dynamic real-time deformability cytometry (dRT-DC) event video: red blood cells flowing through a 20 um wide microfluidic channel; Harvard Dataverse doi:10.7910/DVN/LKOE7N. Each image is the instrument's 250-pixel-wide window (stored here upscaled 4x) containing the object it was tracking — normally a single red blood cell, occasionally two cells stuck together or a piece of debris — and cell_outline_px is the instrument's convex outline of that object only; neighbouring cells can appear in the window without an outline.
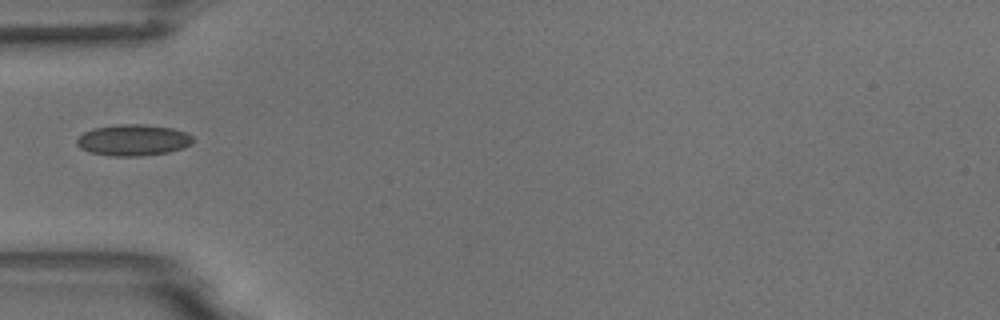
{"species": "common noctule bat (a hibernating species)", "species_latin": "Nyctalus noctula", "temperature_condition": "room temperature", "stored_images_in_passage": 3, "camera_frame_rate_fps": 3000, "um_per_image_px": 0.085, "animal": {"sex": "male", "body_mass_g": 18.8}, "frame": {"image": 1, "passage_image": 2, "time_ms": 1.333, "image_size_px": [1000, 320], "cell_outline_px": [[192, 144], [184, 148], [168, 152], [140, 156], [112, 156], [88, 152], [80, 148], [76, 144], [76, 140], [84, 132], [92, 128], [116, 124], [144, 124], [172, 128], [184, 132], [192, 136]], "centroid_in_image_um": [11.29, 11.91], "position_along_channel_um": 73.7, "area_um2": 21.27}}